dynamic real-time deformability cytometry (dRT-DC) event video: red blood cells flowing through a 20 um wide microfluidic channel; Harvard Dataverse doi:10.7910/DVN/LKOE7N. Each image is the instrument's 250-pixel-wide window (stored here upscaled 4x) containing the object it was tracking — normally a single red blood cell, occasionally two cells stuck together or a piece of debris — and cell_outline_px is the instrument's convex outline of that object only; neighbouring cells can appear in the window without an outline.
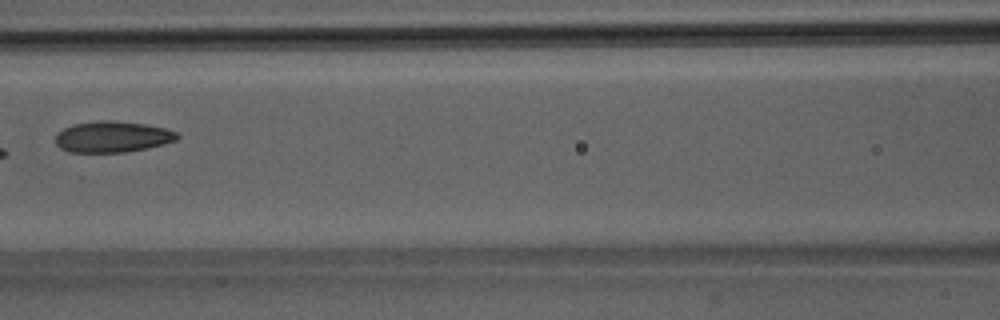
{"species": "Egyptian fruit bat (a non-hibernating species)", "species_latin": "Rousettus aegyptiacus", "temperature_condition": "room temperature", "stored_images_in_passage": 8, "camera_frame_rate_fps": 3000, "um_per_image_px": 0.085, "animal": {"sex": "male"}, "frame": {"image": 1, "passage_image": 8, "time_ms": 8.0, "image_size_px": [1000, 320], "cell_outline_px": [[180, 136], [176, 140], [164, 144], [148, 148], [124, 152], [68, 152], [60, 148], [56, 144], [56, 132], [72, 124], [96, 120], [112, 120], [144, 124], [164, 128], [176, 132]], "centroid_in_image_um": [9.52, 11.62], "position_along_channel_um": 157.1, "area_um2": 22.2}}